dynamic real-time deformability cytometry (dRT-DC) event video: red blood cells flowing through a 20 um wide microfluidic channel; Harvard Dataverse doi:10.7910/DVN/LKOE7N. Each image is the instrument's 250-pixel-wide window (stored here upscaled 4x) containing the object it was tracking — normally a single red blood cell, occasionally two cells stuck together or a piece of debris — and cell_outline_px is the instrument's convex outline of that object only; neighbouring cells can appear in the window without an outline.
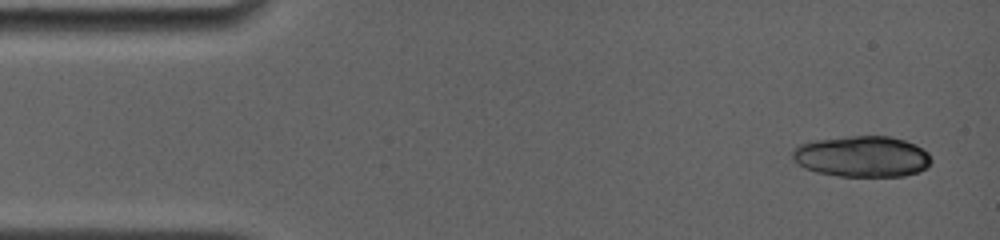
{"species": "common noctule bat (a hibernating species)", "species_latin": "Nyctalus noctula", "temperature_condition": "room temperature", "stored_images_in_passage": 14, "camera_frame_rate_fps": 4000, "um_per_image_px": 0.085, "animal": {"sex": "female", "body_mass_g": 19.0, "forearm_length_mm": 56.7}, "frame": {"image": 1, "passage_image": 3, "time_ms": 0.5, "image_size_px": [1000, 240], "cell_outline_px": [[932, 160], [928, 168], [920, 172], [904, 176], [836, 176], [816, 172], [804, 168], [792, 160], [792, 152], [800, 144], [816, 140], [848, 136], [888, 136], [904, 140], [916, 144], [928, 152]], "centroid_in_image_um": [73.3, 13.31], "position_along_channel_um": 11.7, "area_um2": 33.47}}